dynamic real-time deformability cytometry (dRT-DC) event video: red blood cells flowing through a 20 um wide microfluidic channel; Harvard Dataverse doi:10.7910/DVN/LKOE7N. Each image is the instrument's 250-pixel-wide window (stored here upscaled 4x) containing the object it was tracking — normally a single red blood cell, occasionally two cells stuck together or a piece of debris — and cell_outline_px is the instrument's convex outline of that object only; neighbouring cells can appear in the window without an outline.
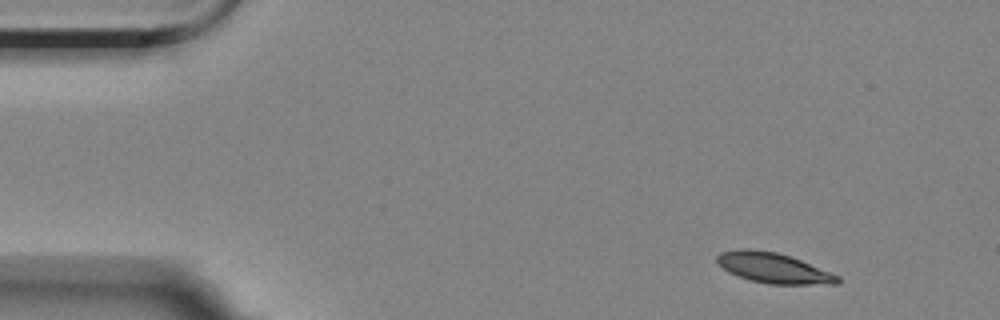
{"species": "Egyptian fruit bat (a non-hibernating species)", "species_latin": "Rousettus aegyptiacus", "temperature_condition": "room temperature", "stored_images_in_passage": 4, "camera_frame_rate_fps": 3000, "um_per_image_px": 0.085, "animal": {"sex": "female"}, "frame": {"image": 1, "passage_image": 1, "time_ms": 0.0, "image_size_px": [1000, 320], "cell_outline_px": [[840, 284], [768, 284], [752, 280], [728, 272], [716, 260], [716, 256], [720, 252], [740, 248], [748, 248], [776, 252], [800, 260], [840, 276]], "centroid_in_image_um": [65.74, 22.77], "position_along_channel_um": 19.3, "area_um2": 21.04}}
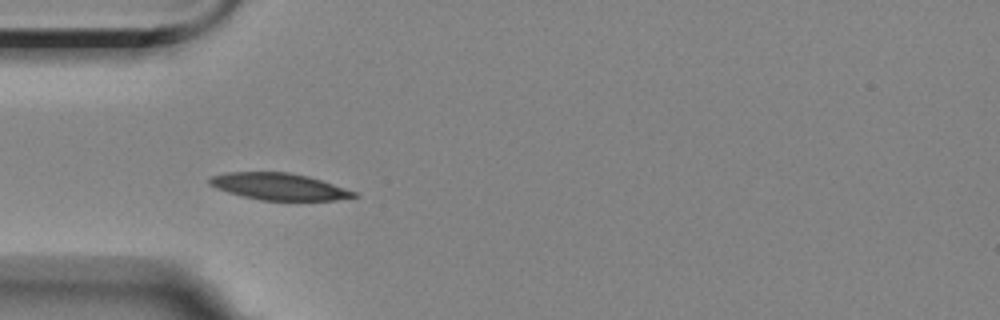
{"frame": {"image": 2, "passage_image": 3, "time_ms": 3.667, "image_size_px": [1000, 320], "cell_outline_px": [[360, 196], [336, 200], [260, 200], [228, 192], [216, 188], [208, 184], [208, 180], [212, 176], [228, 172], [288, 172], [308, 176], [356, 192]], "centroid_in_image_um": [23.7, 15.85], "position_along_channel_um": 61.3, "area_um2": 22.31}}
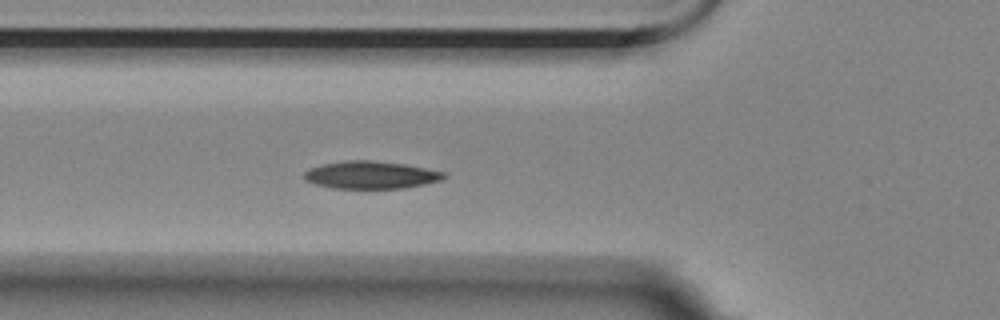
{"frame": {"image": 3, "passage_image": 4, "time_ms": 4.667, "image_size_px": [1000, 320], "cell_outline_px": [[448, 176], [444, 180], [404, 188], [332, 188], [316, 184], [304, 180], [304, 172], [308, 168], [320, 164], [344, 160], [372, 160], [404, 164], [444, 172]], "centroid_in_image_um": [31.5, 14.86], "position_along_channel_um": 94.3, "area_um2": 22.6}}